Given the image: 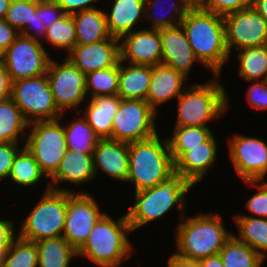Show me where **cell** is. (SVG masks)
Returning <instances> with one entry per match:
<instances>
[{
    "mask_svg": "<svg viewBox=\"0 0 267 267\" xmlns=\"http://www.w3.org/2000/svg\"><path fill=\"white\" fill-rule=\"evenodd\" d=\"M180 25L203 68L213 76H221L223 65L231 55L226 46L223 16L194 4Z\"/></svg>",
    "mask_w": 267,
    "mask_h": 267,
    "instance_id": "obj_1",
    "label": "cell"
},
{
    "mask_svg": "<svg viewBox=\"0 0 267 267\" xmlns=\"http://www.w3.org/2000/svg\"><path fill=\"white\" fill-rule=\"evenodd\" d=\"M131 233L133 231L126 213L116 220L105 213L77 251L78 257H87L98 267H120L134 254L128 238Z\"/></svg>",
    "mask_w": 267,
    "mask_h": 267,
    "instance_id": "obj_2",
    "label": "cell"
},
{
    "mask_svg": "<svg viewBox=\"0 0 267 267\" xmlns=\"http://www.w3.org/2000/svg\"><path fill=\"white\" fill-rule=\"evenodd\" d=\"M190 188L193 185L175 172L159 185L135 192L134 205L126 213L132 231L162 218L175 207L182 218L186 214V196Z\"/></svg>",
    "mask_w": 267,
    "mask_h": 267,
    "instance_id": "obj_3",
    "label": "cell"
},
{
    "mask_svg": "<svg viewBox=\"0 0 267 267\" xmlns=\"http://www.w3.org/2000/svg\"><path fill=\"white\" fill-rule=\"evenodd\" d=\"M176 226V254L200 260L219 254L226 241L233 235L223 225L219 213H205L180 218Z\"/></svg>",
    "mask_w": 267,
    "mask_h": 267,
    "instance_id": "obj_4",
    "label": "cell"
},
{
    "mask_svg": "<svg viewBox=\"0 0 267 267\" xmlns=\"http://www.w3.org/2000/svg\"><path fill=\"white\" fill-rule=\"evenodd\" d=\"M175 173L167 139H160L158 133L146 140L129 143L128 183L139 192L169 178Z\"/></svg>",
    "mask_w": 267,
    "mask_h": 267,
    "instance_id": "obj_5",
    "label": "cell"
},
{
    "mask_svg": "<svg viewBox=\"0 0 267 267\" xmlns=\"http://www.w3.org/2000/svg\"><path fill=\"white\" fill-rule=\"evenodd\" d=\"M220 75L186 87L177 100L175 126L209 127L206 123L221 118L229 107L227 90L221 85Z\"/></svg>",
    "mask_w": 267,
    "mask_h": 267,
    "instance_id": "obj_6",
    "label": "cell"
},
{
    "mask_svg": "<svg viewBox=\"0 0 267 267\" xmlns=\"http://www.w3.org/2000/svg\"><path fill=\"white\" fill-rule=\"evenodd\" d=\"M67 213V191L51 189L45 192L30 210L17 233L22 239L37 242L45 238L62 236Z\"/></svg>",
    "mask_w": 267,
    "mask_h": 267,
    "instance_id": "obj_7",
    "label": "cell"
},
{
    "mask_svg": "<svg viewBox=\"0 0 267 267\" xmlns=\"http://www.w3.org/2000/svg\"><path fill=\"white\" fill-rule=\"evenodd\" d=\"M36 121L28 125L25 147L34 156L41 171L49 178L57 169L67 151L63 119Z\"/></svg>",
    "mask_w": 267,
    "mask_h": 267,
    "instance_id": "obj_8",
    "label": "cell"
},
{
    "mask_svg": "<svg viewBox=\"0 0 267 267\" xmlns=\"http://www.w3.org/2000/svg\"><path fill=\"white\" fill-rule=\"evenodd\" d=\"M11 98L30 124L61 118L46 74L12 82Z\"/></svg>",
    "mask_w": 267,
    "mask_h": 267,
    "instance_id": "obj_9",
    "label": "cell"
},
{
    "mask_svg": "<svg viewBox=\"0 0 267 267\" xmlns=\"http://www.w3.org/2000/svg\"><path fill=\"white\" fill-rule=\"evenodd\" d=\"M157 115L147 101L121 99L112 120L111 139L131 143L155 136Z\"/></svg>",
    "mask_w": 267,
    "mask_h": 267,
    "instance_id": "obj_10",
    "label": "cell"
},
{
    "mask_svg": "<svg viewBox=\"0 0 267 267\" xmlns=\"http://www.w3.org/2000/svg\"><path fill=\"white\" fill-rule=\"evenodd\" d=\"M60 64L50 59L47 69V79L51 93L58 110L63 114L68 110H75L83 101L86 94V75L81 72L67 57ZM66 59V60H65Z\"/></svg>",
    "mask_w": 267,
    "mask_h": 267,
    "instance_id": "obj_11",
    "label": "cell"
},
{
    "mask_svg": "<svg viewBox=\"0 0 267 267\" xmlns=\"http://www.w3.org/2000/svg\"><path fill=\"white\" fill-rule=\"evenodd\" d=\"M43 42L20 34L3 52V64L12 82L47 73L51 56Z\"/></svg>",
    "mask_w": 267,
    "mask_h": 267,
    "instance_id": "obj_12",
    "label": "cell"
},
{
    "mask_svg": "<svg viewBox=\"0 0 267 267\" xmlns=\"http://www.w3.org/2000/svg\"><path fill=\"white\" fill-rule=\"evenodd\" d=\"M104 214L95 198L88 192L67 191V213L62 236L78 251Z\"/></svg>",
    "mask_w": 267,
    "mask_h": 267,
    "instance_id": "obj_13",
    "label": "cell"
},
{
    "mask_svg": "<svg viewBox=\"0 0 267 267\" xmlns=\"http://www.w3.org/2000/svg\"><path fill=\"white\" fill-rule=\"evenodd\" d=\"M229 53L267 44V21L251 6L223 16Z\"/></svg>",
    "mask_w": 267,
    "mask_h": 267,
    "instance_id": "obj_14",
    "label": "cell"
},
{
    "mask_svg": "<svg viewBox=\"0 0 267 267\" xmlns=\"http://www.w3.org/2000/svg\"><path fill=\"white\" fill-rule=\"evenodd\" d=\"M229 158L242 181L257 180L267 167V143L240 133L228 140Z\"/></svg>",
    "mask_w": 267,
    "mask_h": 267,
    "instance_id": "obj_15",
    "label": "cell"
},
{
    "mask_svg": "<svg viewBox=\"0 0 267 267\" xmlns=\"http://www.w3.org/2000/svg\"><path fill=\"white\" fill-rule=\"evenodd\" d=\"M120 61L136 65L162 64L160 30L143 28L119 39Z\"/></svg>",
    "mask_w": 267,
    "mask_h": 267,
    "instance_id": "obj_16",
    "label": "cell"
},
{
    "mask_svg": "<svg viewBox=\"0 0 267 267\" xmlns=\"http://www.w3.org/2000/svg\"><path fill=\"white\" fill-rule=\"evenodd\" d=\"M65 57L86 75L117 65L120 62V42L110 36L97 43L76 45Z\"/></svg>",
    "mask_w": 267,
    "mask_h": 267,
    "instance_id": "obj_17",
    "label": "cell"
},
{
    "mask_svg": "<svg viewBox=\"0 0 267 267\" xmlns=\"http://www.w3.org/2000/svg\"><path fill=\"white\" fill-rule=\"evenodd\" d=\"M162 64L172 67L185 78L194 63L201 64L196 58L181 25L160 29Z\"/></svg>",
    "mask_w": 267,
    "mask_h": 267,
    "instance_id": "obj_18",
    "label": "cell"
},
{
    "mask_svg": "<svg viewBox=\"0 0 267 267\" xmlns=\"http://www.w3.org/2000/svg\"><path fill=\"white\" fill-rule=\"evenodd\" d=\"M93 166L113 180L126 182L129 172V143L112 139H101L93 152Z\"/></svg>",
    "mask_w": 267,
    "mask_h": 267,
    "instance_id": "obj_19",
    "label": "cell"
},
{
    "mask_svg": "<svg viewBox=\"0 0 267 267\" xmlns=\"http://www.w3.org/2000/svg\"><path fill=\"white\" fill-rule=\"evenodd\" d=\"M93 154H83L67 150L56 171L48 178L51 189L75 192L60 187L59 183H70L79 186L92 181L96 175L93 166ZM57 184V185H56Z\"/></svg>",
    "mask_w": 267,
    "mask_h": 267,
    "instance_id": "obj_20",
    "label": "cell"
},
{
    "mask_svg": "<svg viewBox=\"0 0 267 267\" xmlns=\"http://www.w3.org/2000/svg\"><path fill=\"white\" fill-rule=\"evenodd\" d=\"M217 146L216 138L212 134L205 142L186 151L175 162V172L181 174L195 186L215 165L218 153Z\"/></svg>",
    "mask_w": 267,
    "mask_h": 267,
    "instance_id": "obj_21",
    "label": "cell"
},
{
    "mask_svg": "<svg viewBox=\"0 0 267 267\" xmlns=\"http://www.w3.org/2000/svg\"><path fill=\"white\" fill-rule=\"evenodd\" d=\"M188 80L181 73L164 64L152 66V78L147 93V102L157 112L158 106L178 98L187 87Z\"/></svg>",
    "mask_w": 267,
    "mask_h": 267,
    "instance_id": "obj_22",
    "label": "cell"
},
{
    "mask_svg": "<svg viewBox=\"0 0 267 267\" xmlns=\"http://www.w3.org/2000/svg\"><path fill=\"white\" fill-rule=\"evenodd\" d=\"M111 11L105 12L110 36L120 39L133 32L145 18V0H111Z\"/></svg>",
    "mask_w": 267,
    "mask_h": 267,
    "instance_id": "obj_23",
    "label": "cell"
},
{
    "mask_svg": "<svg viewBox=\"0 0 267 267\" xmlns=\"http://www.w3.org/2000/svg\"><path fill=\"white\" fill-rule=\"evenodd\" d=\"M121 98L119 95H100L89 98L85 109H80L77 115L82 116L93 128L100 139H111L112 120L118 111Z\"/></svg>",
    "mask_w": 267,
    "mask_h": 267,
    "instance_id": "obj_24",
    "label": "cell"
},
{
    "mask_svg": "<svg viewBox=\"0 0 267 267\" xmlns=\"http://www.w3.org/2000/svg\"><path fill=\"white\" fill-rule=\"evenodd\" d=\"M151 78L152 66L120 61L118 95L121 99L147 101Z\"/></svg>",
    "mask_w": 267,
    "mask_h": 267,
    "instance_id": "obj_25",
    "label": "cell"
},
{
    "mask_svg": "<svg viewBox=\"0 0 267 267\" xmlns=\"http://www.w3.org/2000/svg\"><path fill=\"white\" fill-rule=\"evenodd\" d=\"M72 16L76 28V45L97 43L110 37L105 11L100 8L87 9Z\"/></svg>",
    "mask_w": 267,
    "mask_h": 267,
    "instance_id": "obj_26",
    "label": "cell"
},
{
    "mask_svg": "<svg viewBox=\"0 0 267 267\" xmlns=\"http://www.w3.org/2000/svg\"><path fill=\"white\" fill-rule=\"evenodd\" d=\"M162 3H163V0H145L144 20L150 19V23L152 22L150 29L160 30V29H166L169 27L180 25L182 19L185 17L188 10L195 4L193 0H171V2H169L171 4L170 5L168 4L169 8L167 7L166 9V6L163 5L165 1L163 4ZM166 4L167 3H165V5ZM162 7H163V10L164 8L166 10H169L171 8V10L168 11V15L166 16L163 15L167 13V12L164 13L163 10H162L163 12H161V15H159V13L157 14V12L161 11Z\"/></svg>",
    "mask_w": 267,
    "mask_h": 267,
    "instance_id": "obj_27",
    "label": "cell"
},
{
    "mask_svg": "<svg viewBox=\"0 0 267 267\" xmlns=\"http://www.w3.org/2000/svg\"><path fill=\"white\" fill-rule=\"evenodd\" d=\"M233 221L238 228V236H235L265 260L267 256V219L239 213L233 216Z\"/></svg>",
    "mask_w": 267,
    "mask_h": 267,
    "instance_id": "obj_28",
    "label": "cell"
},
{
    "mask_svg": "<svg viewBox=\"0 0 267 267\" xmlns=\"http://www.w3.org/2000/svg\"><path fill=\"white\" fill-rule=\"evenodd\" d=\"M28 125L29 123L11 97L0 101V144L21 141L25 145ZM18 137L23 140L19 141Z\"/></svg>",
    "mask_w": 267,
    "mask_h": 267,
    "instance_id": "obj_29",
    "label": "cell"
},
{
    "mask_svg": "<svg viewBox=\"0 0 267 267\" xmlns=\"http://www.w3.org/2000/svg\"><path fill=\"white\" fill-rule=\"evenodd\" d=\"M38 267H70L78 252L63 237L45 238L36 242Z\"/></svg>",
    "mask_w": 267,
    "mask_h": 267,
    "instance_id": "obj_30",
    "label": "cell"
},
{
    "mask_svg": "<svg viewBox=\"0 0 267 267\" xmlns=\"http://www.w3.org/2000/svg\"><path fill=\"white\" fill-rule=\"evenodd\" d=\"M238 75L246 82L267 79V44L237 50Z\"/></svg>",
    "mask_w": 267,
    "mask_h": 267,
    "instance_id": "obj_31",
    "label": "cell"
},
{
    "mask_svg": "<svg viewBox=\"0 0 267 267\" xmlns=\"http://www.w3.org/2000/svg\"><path fill=\"white\" fill-rule=\"evenodd\" d=\"M68 125H63L67 150L83 154H93L97 143L101 140L87 120L78 115Z\"/></svg>",
    "mask_w": 267,
    "mask_h": 267,
    "instance_id": "obj_32",
    "label": "cell"
},
{
    "mask_svg": "<svg viewBox=\"0 0 267 267\" xmlns=\"http://www.w3.org/2000/svg\"><path fill=\"white\" fill-rule=\"evenodd\" d=\"M171 137H166L174 163L193 147L205 142L213 133L210 127L175 126Z\"/></svg>",
    "mask_w": 267,
    "mask_h": 267,
    "instance_id": "obj_33",
    "label": "cell"
},
{
    "mask_svg": "<svg viewBox=\"0 0 267 267\" xmlns=\"http://www.w3.org/2000/svg\"><path fill=\"white\" fill-rule=\"evenodd\" d=\"M224 267H261L264 259L233 234L219 252Z\"/></svg>",
    "mask_w": 267,
    "mask_h": 267,
    "instance_id": "obj_34",
    "label": "cell"
},
{
    "mask_svg": "<svg viewBox=\"0 0 267 267\" xmlns=\"http://www.w3.org/2000/svg\"><path fill=\"white\" fill-rule=\"evenodd\" d=\"M43 177L48 179L34 156L24 146L15 156L8 179L21 187H33L41 182Z\"/></svg>",
    "mask_w": 267,
    "mask_h": 267,
    "instance_id": "obj_35",
    "label": "cell"
},
{
    "mask_svg": "<svg viewBox=\"0 0 267 267\" xmlns=\"http://www.w3.org/2000/svg\"><path fill=\"white\" fill-rule=\"evenodd\" d=\"M119 71L120 62L115 66L86 74V94L88 97L118 95Z\"/></svg>",
    "mask_w": 267,
    "mask_h": 267,
    "instance_id": "obj_36",
    "label": "cell"
},
{
    "mask_svg": "<svg viewBox=\"0 0 267 267\" xmlns=\"http://www.w3.org/2000/svg\"><path fill=\"white\" fill-rule=\"evenodd\" d=\"M1 267H38L36 242L22 239L17 235L4 254Z\"/></svg>",
    "mask_w": 267,
    "mask_h": 267,
    "instance_id": "obj_37",
    "label": "cell"
},
{
    "mask_svg": "<svg viewBox=\"0 0 267 267\" xmlns=\"http://www.w3.org/2000/svg\"><path fill=\"white\" fill-rule=\"evenodd\" d=\"M43 40L48 42L51 47L64 49L68 54L76 46V28L73 16L64 14L47 27Z\"/></svg>",
    "mask_w": 267,
    "mask_h": 267,
    "instance_id": "obj_38",
    "label": "cell"
},
{
    "mask_svg": "<svg viewBox=\"0 0 267 267\" xmlns=\"http://www.w3.org/2000/svg\"><path fill=\"white\" fill-rule=\"evenodd\" d=\"M36 12V1H24L11 3L5 20L18 32H20L27 22L31 21L33 13Z\"/></svg>",
    "mask_w": 267,
    "mask_h": 267,
    "instance_id": "obj_39",
    "label": "cell"
},
{
    "mask_svg": "<svg viewBox=\"0 0 267 267\" xmlns=\"http://www.w3.org/2000/svg\"><path fill=\"white\" fill-rule=\"evenodd\" d=\"M251 3L252 0H197L195 2L199 8L221 16L248 8Z\"/></svg>",
    "mask_w": 267,
    "mask_h": 267,
    "instance_id": "obj_40",
    "label": "cell"
},
{
    "mask_svg": "<svg viewBox=\"0 0 267 267\" xmlns=\"http://www.w3.org/2000/svg\"><path fill=\"white\" fill-rule=\"evenodd\" d=\"M251 187H255L258 192L250 197L245 208L251 216L267 219V186L259 183L257 180L244 181Z\"/></svg>",
    "mask_w": 267,
    "mask_h": 267,
    "instance_id": "obj_41",
    "label": "cell"
},
{
    "mask_svg": "<svg viewBox=\"0 0 267 267\" xmlns=\"http://www.w3.org/2000/svg\"><path fill=\"white\" fill-rule=\"evenodd\" d=\"M20 143L9 142L0 144V180H7L10 175L15 156L24 147Z\"/></svg>",
    "mask_w": 267,
    "mask_h": 267,
    "instance_id": "obj_42",
    "label": "cell"
},
{
    "mask_svg": "<svg viewBox=\"0 0 267 267\" xmlns=\"http://www.w3.org/2000/svg\"><path fill=\"white\" fill-rule=\"evenodd\" d=\"M251 85L247 89V102L252 108L258 110L267 109V81H248ZM253 82V83H252Z\"/></svg>",
    "mask_w": 267,
    "mask_h": 267,
    "instance_id": "obj_43",
    "label": "cell"
},
{
    "mask_svg": "<svg viewBox=\"0 0 267 267\" xmlns=\"http://www.w3.org/2000/svg\"><path fill=\"white\" fill-rule=\"evenodd\" d=\"M46 29L47 27L44 25L42 19V7L39 5V1H36V12L33 13L31 21L27 22L19 33L23 36L41 41L39 39L45 38Z\"/></svg>",
    "mask_w": 267,
    "mask_h": 267,
    "instance_id": "obj_44",
    "label": "cell"
},
{
    "mask_svg": "<svg viewBox=\"0 0 267 267\" xmlns=\"http://www.w3.org/2000/svg\"><path fill=\"white\" fill-rule=\"evenodd\" d=\"M15 223L10 219H0V266L4 254L8 251L12 241L17 237L15 235Z\"/></svg>",
    "mask_w": 267,
    "mask_h": 267,
    "instance_id": "obj_45",
    "label": "cell"
},
{
    "mask_svg": "<svg viewBox=\"0 0 267 267\" xmlns=\"http://www.w3.org/2000/svg\"><path fill=\"white\" fill-rule=\"evenodd\" d=\"M39 5L42 7V19L46 27L51 26L64 15L61 6L55 0H40Z\"/></svg>",
    "mask_w": 267,
    "mask_h": 267,
    "instance_id": "obj_46",
    "label": "cell"
},
{
    "mask_svg": "<svg viewBox=\"0 0 267 267\" xmlns=\"http://www.w3.org/2000/svg\"><path fill=\"white\" fill-rule=\"evenodd\" d=\"M62 8L64 14L73 15L75 13L95 8L96 2L100 0H55Z\"/></svg>",
    "mask_w": 267,
    "mask_h": 267,
    "instance_id": "obj_47",
    "label": "cell"
},
{
    "mask_svg": "<svg viewBox=\"0 0 267 267\" xmlns=\"http://www.w3.org/2000/svg\"><path fill=\"white\" fill-rule=\"evenodd\" d=\"M20 35L5 19H0V50L4 52Z\"/></svg>",
    "mask_w": 267,
    "mask_h": 267,
    "instance_id": "obj_48",
    "label": "cell"
},
{
    "mask_svg": "<svg viewBox=\"0 0 267 267\" xmlns=\"http://www.w3.org/2000/svg\"><path fill=\"white\" fill-rule=\"evenodd\" d=\"M12 81L10 79L9 73L4 66L0 65V101L8 99L11 97Z\"/></svg>",
    "mask_w": 267,
    "mask_h": 267,
    "instance_id": "obj_49",
    "label": "cell"
},
{
    "mask_svg": "<svg viewBox=\"0 0 267 267\" xmlns=\"http://www.w3.org/2000/svg\"><path fill=\"white\" fill-rule=\"evenodd\" d=\"M167 267H200L199 260L184 258L176 253H172L169 257Z\"/></svg>",
    "mask_w": 267,
    "mask_h": 267,
    "instance_id": "obj_50",
    "label": "cell"
},
{
    "mask_svg": "<svg viewBox=\"0 0 267 267\" xmlns=\"http://www.w3.org/2000/svg\"><path fill=\"white\" fill-rule=\"evenodd\" d=\"M200 267H224L219 254L199 260Z\"/></svg>",
    "mask_w": 267,
    "mask_h": 267,
    "instance_id": "obj_51",
    "label": "cell"
},
{
    "mask_svg": "<svg viewBox=\"0 0 267 267\" xmlns=\"http://www.w3.org/2000/svg\"><path fill=\"white\" fill-rule=\"evenodd\" d=\"M251 7L267 21V0H252Z\"/></svg>",
    "mask_w": 267,
    "mask_h": 267,
    "instance_id": "obj_52",
    "label": "cell"
},
{
    "mask_svg": "<svg viewBox=\"0 0 267 267\" xmlns=\"http://www.w3.org/2000/svg\"><path fill=\"white\" fill-rule=\"evenodd\" d=\"M11 2L9 0H0V19H4Z\"/></svg>",
    "mask_w": 267,
    "mask_h": 267,
    "instance_id": "obj_53",
    "label": "cell"
},
{
    "mask_svg": "<svg viewBox=\"0 0 267 267\" xmlns=\"http://www.w3.org/2000/svg\"><path fill=\"white\" fill-rule=\"evenodd\" d=\"M267 176V167L265 169V171L262 173V175L257 179V181L259 183H262L263 185L267 186V180H265Z\"/></svg>",
    "mask_w": 267,
    "mask_h": 267,
    "instance_id": "obj_54",
    "label": "cell"
},
{
    "mask_svg": "<svg viewBox=\"0 0 267 267\" xmlns=\"http://www.w3.org/2000/svg\"><path fill=\"white\" fill-rule=\"evenodd\" d=\"M11 3L13 2H24V1H40V0H9Z\"/></svg>",
    "mask_w": 267,
    "mask_h": 267,
    "instance_id": "obj_55",
    "label": "cell"
},
{
    "mask_svg": "<svg viewBox=\"0 0 267 267\" xmlns=\"http://www.w3.org/2000/svg\"><path fill=\"white\" fill-rule=\"evenodd\" d=\"M3 52L0 50V65L3 64Z\"/></svg>",
    "mask_w": 267,
    "mask_h": 267,
    "instance_id": "obj_56",
    "label": "cell"
}]
</instances>
